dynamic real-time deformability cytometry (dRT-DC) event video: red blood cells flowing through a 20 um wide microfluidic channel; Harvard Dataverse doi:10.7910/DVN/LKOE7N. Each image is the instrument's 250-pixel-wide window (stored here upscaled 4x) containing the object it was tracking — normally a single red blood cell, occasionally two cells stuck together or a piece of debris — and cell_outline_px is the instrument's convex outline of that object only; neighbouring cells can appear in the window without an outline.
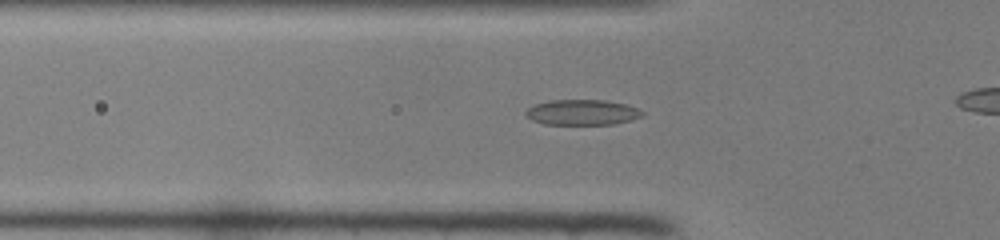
{"species": "common noctule bat (a hibernating species)", "species_latin": "Nyctalus noctula", "temperature_condition": "room temperature", "stored_images_in_passage": 37, "camera_frame_rate_fps": 3000, "um_per_image_px": 0.085, "animal": {"sex": "female", "body_mass_g": 22.0, "forearm_length_mm": 56.7}, "frame": {"image": 1, "passage_image": 14, "time_ms": 4.333, "image_size_px": [1000, 240], "cell_outline_px": [[644, 116], [612, 124], [544, 124], [532, 120], [524, 116], [524, 112], [528, 108], [536, 104], [552, 100], [604, 100], [624, 104], [636, 108], [644, 112]], "centroid_in_image_um": [49.44, 9.55], "position_along_channel_um": 76.4, "area_um2": 17.11}}
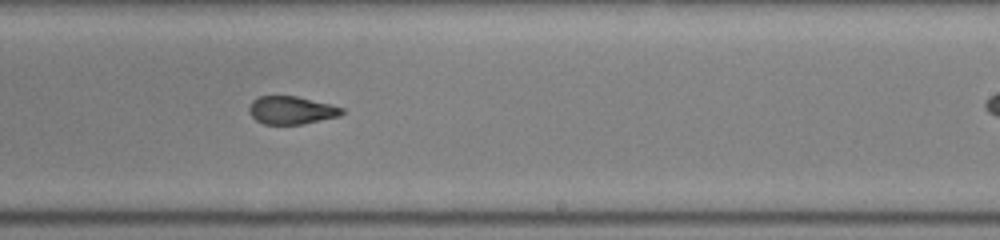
{"frame": {"image": 2, "passage_image": 27, "time_ms": 8.667, "image_size_px": [1000, 240], "cell_outline_px": [[344, 112], [340, 116], [300, 124], [264, 124], [256, 120], [248, 112], [248, 108], [252, 100], [260, 96], [296, 96], [344, 108]], "centroid_in_image_um": [24.73, 9.37], "position_along_channel_um": 264.3, "area_um2": 14.97}}
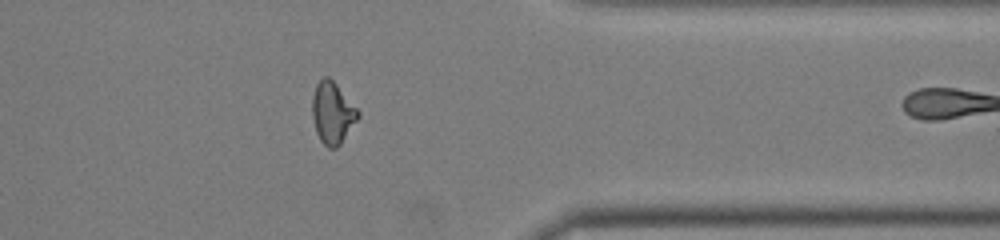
{"frame": {"image": 3, "passage_image": 36, "time_ms": 11.667, "image_size_px": [1000, 240], "cell_outline_px": [[360, 116], [340, 144], [336, 148], [328, 148], [320, 140], [316, 132], [312, 116], [312, 96], [316, 84], [324, 76], [328, 76], [336, 84], [360, 112]], "centroid_in_image_um": [28.25, 9.6], "position_along_channel_um": 383.2, "area_um2": 16.36}}